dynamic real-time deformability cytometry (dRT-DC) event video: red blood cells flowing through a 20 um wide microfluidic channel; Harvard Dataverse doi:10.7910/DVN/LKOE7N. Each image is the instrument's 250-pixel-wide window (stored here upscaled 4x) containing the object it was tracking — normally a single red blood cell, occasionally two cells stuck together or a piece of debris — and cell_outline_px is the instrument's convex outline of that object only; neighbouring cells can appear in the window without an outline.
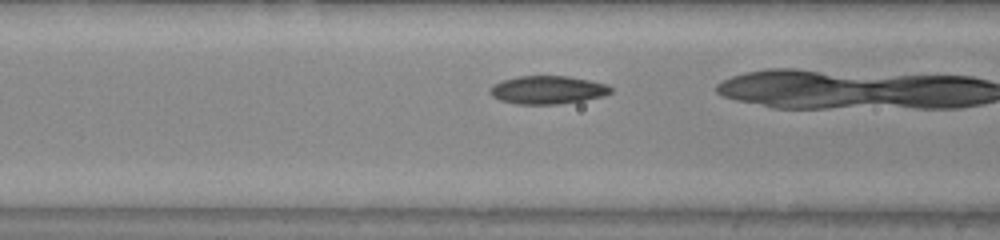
{"species": "common noctule bat (a hibernating species)", "species_latin": "Nyctalus noctula", "temperature_condition": "warm", "stored_images_in_passage": 29, "camera_frame_rate_fps": 3000, "um_per_image_px": 0.085, "animal": {"sex": "male", "body_mass_g": 20.0, "forearm_length_mm": 53.3}, "frame": {"image": 1, "passage_image": 10, "time_ms": 3.0, "image_size_px": [1000, 240], "cell_outline_px": [[612, 92], [604, 96], [584, 100], [556, 104], [516, 104], [500, 100], [492, 96], [488, 92], [488, 88], [492, 84], [500, 80], [520, 76], [568, 76], [608, 84], [612, 88]], "centroid_in_image_um": [46.51, 7.64], "position_along_channel_um": 120.1, "area_um2": 20.0}}
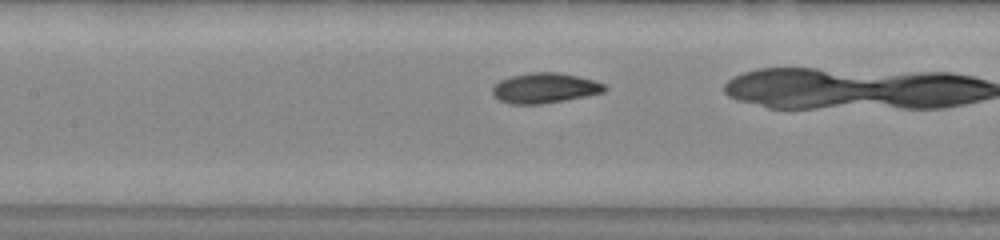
{"frame": {"image": 2, "passage_image": 13, "time_ms": 4.0, "image_size_px": [1000, 240], "cell_outline_px": [[608, 88], [604, 92], [564, 100], [540, 104], [512, 104], [500, 100], [492, 96], [492, 84], [500, 80], [512, 76], [532, 72], [560, 72], [596, 80], [604, 84]], "centroid_in_image_um": [46.29, 7.47], "position_along_channel_um": 161.1, "area_um2": 19.83}}
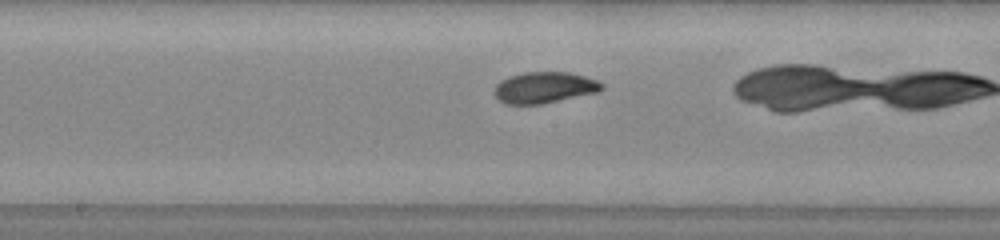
{"frame": {"image": 3, "passage_image": 16, "time_ms": 5.0, "image_size_px": [1000, 240], "cell_outline_px": [[604, 88], [600, 92], [540, 104], [504, 104], [496, 96], [496, 84], [500, 80], [508, 76], [524, 72], [568, 72], [584, 76], [596, 80], [604, 84]], "centroid_in_image_um": [46.3, 7.43], "position_along_channel_um": 201.9, "area_um2": 19.54}}